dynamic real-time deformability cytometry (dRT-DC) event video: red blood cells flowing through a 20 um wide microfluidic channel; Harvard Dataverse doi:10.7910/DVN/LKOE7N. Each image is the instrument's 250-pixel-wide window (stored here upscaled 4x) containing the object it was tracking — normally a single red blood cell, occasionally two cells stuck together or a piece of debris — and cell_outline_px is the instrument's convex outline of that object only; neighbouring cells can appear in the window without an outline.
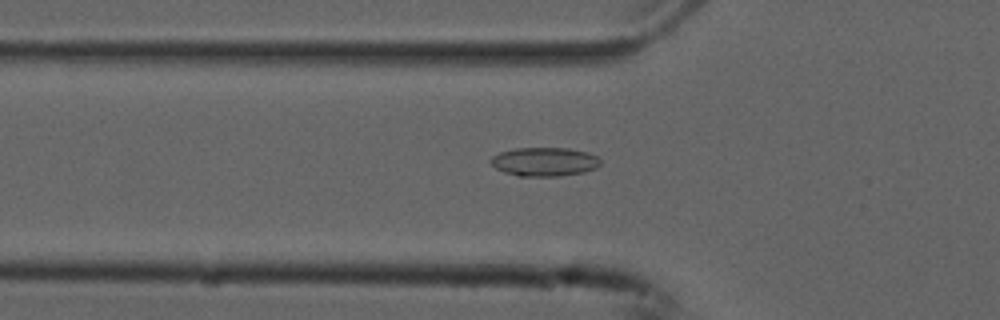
{"species": "common noctule bat (a hibernating species)", "species_latin": "Nyctalus noctula", "temperature_condition": "cold", "stored_images_in_passage": 41, "camera_frame_rate_fps": 3000, "um_per_image_px": 0.085, "animal": {"sex": "male", "forearm_length_mm": 52.5}, "frame": {"image": 1, "passage_image": 14, "time_ms": 4.333, "image_size_px": [1000, 320], "cell_outline_px": [[600, 164], [596, 168], [584, 172], [560, 176], [516, 176], [504, 172], [496, 168], [488, 160], [492, 156], [500, 152], [516, 148], [568, 148], [588, 152], [596, 156], [600, 160]], "centroid_in_image_um": [46.26, 13.75], "position_along_channel_um": 79.5, "area_um2": 18.5}}
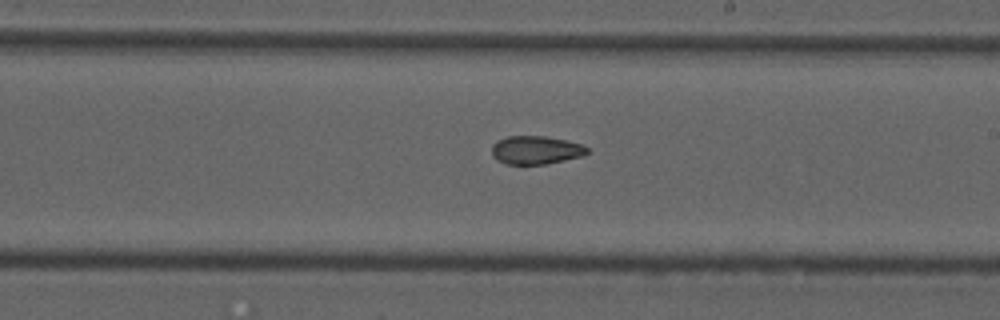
{"frame": {"image": 2, "passage_image": 27, "time_ms": 8.667, "image_size_px": [1000, 320], "cell_outline_px": [[588, 152], [584, 156], [548, 164], [504, 164], [496, 160], [492, 156], [492, 144], [496, 140], [508, 136], [548, 136], [580, 144], [588, 148]], "centroid_in_image_um": [45.52, 12.76], "position_along_channel_um": 243.5, "area_um2": 15.95}}
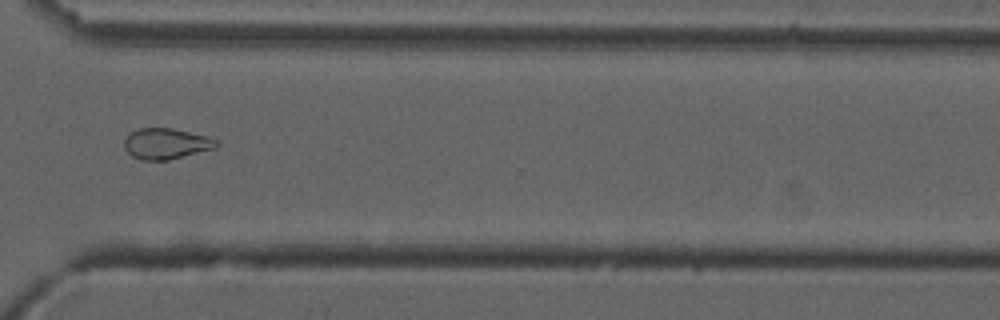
{"frame": {"image": 3, "passage_image": 36, "time_ms": 11.667, "image_size_px": [1000, 320], "cell_outline_px": [[220, 144], [216, 148], [168, 160], [140, 160], [132, 156], [124, 148], [124, 140], [132, 132], [140, 128], [172, 128], [208, 136], [220, 140]], "centroid_in_image_um": [14.17, 12.21], "position_along_channel_um": 356.4, "area_um2": 16.65}, "authors_computed_cell_mechanics": {"area_um2": 16.5886, "velocity_mm_per_s": 3.7632, "shape_relaxation_time_tau1_ms": null, "shape_relaxation_time_tau2_ms": 4.7132, "deformation_change_tau1": null, "deformation_change_tau2": 0.1054}}